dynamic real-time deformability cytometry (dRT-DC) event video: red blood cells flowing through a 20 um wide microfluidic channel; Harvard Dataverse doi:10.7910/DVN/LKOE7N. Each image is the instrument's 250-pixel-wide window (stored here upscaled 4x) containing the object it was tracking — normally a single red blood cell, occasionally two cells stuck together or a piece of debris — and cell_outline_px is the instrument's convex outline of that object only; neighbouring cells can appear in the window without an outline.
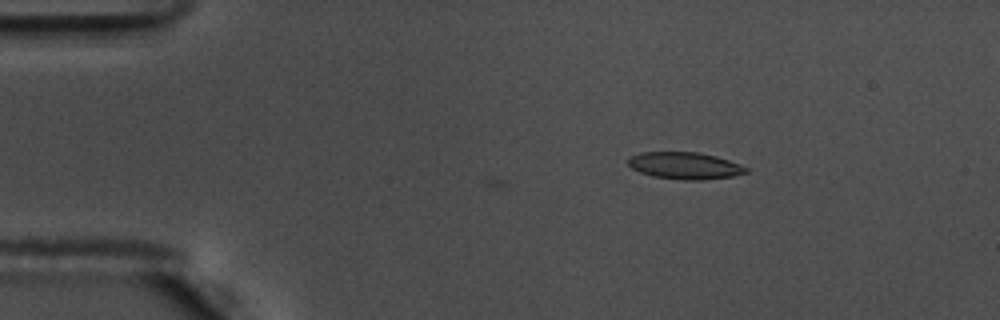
{"species": "common noctule bat (a hibernating species)", "species_latin": "Nyctalus noctula", "temperature_condition": "warm", "stored_images_in_passage": 3, "camera_frame_rate_fps": 3000, "um_per_image_px": 0.085, "animal": {"sex": "male", "body_mass_g": 17.5, "forearm_length_mm": 52.3}, "frame": {"image": 1, "passage_image": 1, "time_ms": 0.0, "image_size_px": [1000, 320], "cell_outline_px": [[748, 172], [732, 176], [700, 180], [680, 180], [652, 176], [640, 172], [632, 168], [628, 164], [628, 156], [640, 152], [696, 152], [716, 156], [740, 164], [748, 168]], "centroid_in_image_um": [58.18, 14.08], "position_along_channel_um": 26.8, "area_um2": 18.55}}